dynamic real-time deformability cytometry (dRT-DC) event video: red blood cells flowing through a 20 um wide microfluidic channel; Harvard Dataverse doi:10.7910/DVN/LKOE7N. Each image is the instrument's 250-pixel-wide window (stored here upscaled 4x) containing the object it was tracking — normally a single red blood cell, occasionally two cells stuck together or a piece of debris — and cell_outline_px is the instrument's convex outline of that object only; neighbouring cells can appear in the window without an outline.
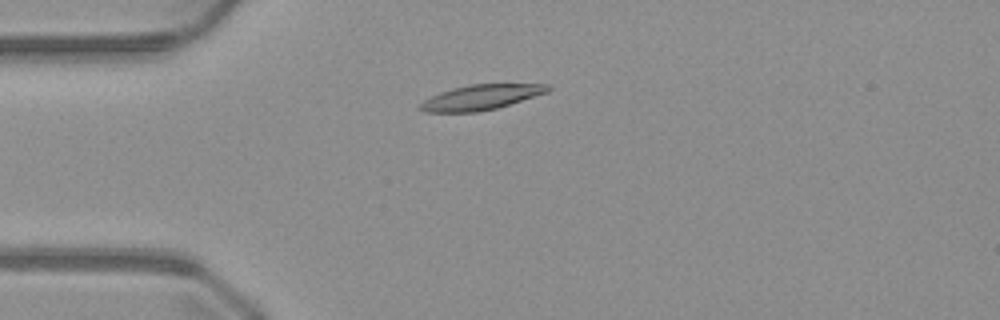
{"species": "common noctule bat (a hibernating species)", "species_latin": "Nyctalus noctula", "temperature_condition": "warm", "stored_images_in_passage": 49, "camera_frame_rate_fps": 3000, "um_per_image_px": 0.085, "animal": {"sex": "male", "body_mass_g": 23.1, "forearm_length_mm": 52.7}, "frame": {"image": 1, "passage_image": 11, "time_ms": 3.333, "image_size_px": [1000, 320], "cell_outline_px": [[552, 88], [548, 92], [496, 108], [476, 112], [424, 112], [416, 108], [424, 100], [440, 92], [452, 88], [468, 84], [552, 84]], "centroid_in_image_um": [40.87, 8.26], "position_along_channel_um": 44.1, "area_um2": 18.67}}
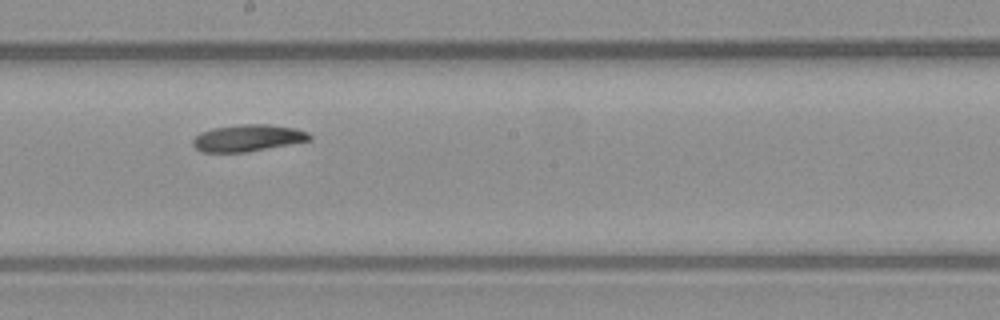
{"frame": {"image": 2, "passage_image": 26, "time_ms": 8.333, "image_size_px": [1000, 320], "cell_outline_px": [[312, 140], [248, 152], [200, 152], [192, 144], [192, 140], [200, 132], [212, 128], [244, 124], [268, 124], [296, 128], [308, 132], [312, 136]], "centroid_in_image_um": [21.08, 11.73], "position_along_channel_um": 227.1, "area_um2": 18.38}}
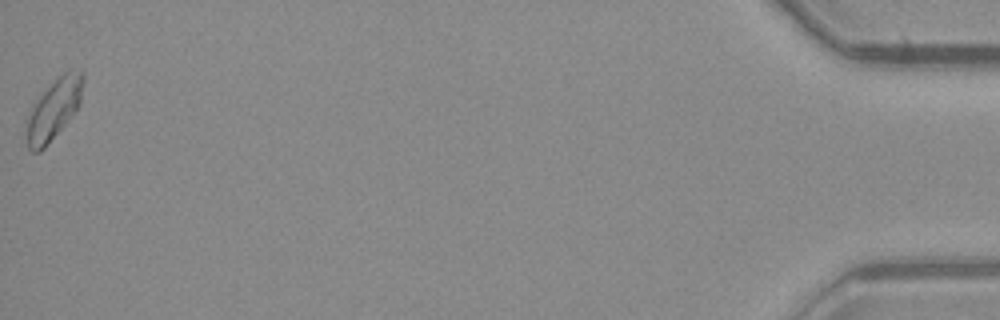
{"frame": {"image": 3, "passage_image": 49, "time_ms": 16.0, "image_size_px": [1000, 320], "cell_outline_px": [[84, 80], [80, 104], [76, 112], [44, 148], [40, 152], [32, 152], [28, 148], [24, 132], [28, 116], [32, 104], [68, 68], [80, 68], [84, 72]], "centroid_in_image_um": [4.59, 9.28], "position_along_channel_um": 430.6, "area_um2": 20.29}}